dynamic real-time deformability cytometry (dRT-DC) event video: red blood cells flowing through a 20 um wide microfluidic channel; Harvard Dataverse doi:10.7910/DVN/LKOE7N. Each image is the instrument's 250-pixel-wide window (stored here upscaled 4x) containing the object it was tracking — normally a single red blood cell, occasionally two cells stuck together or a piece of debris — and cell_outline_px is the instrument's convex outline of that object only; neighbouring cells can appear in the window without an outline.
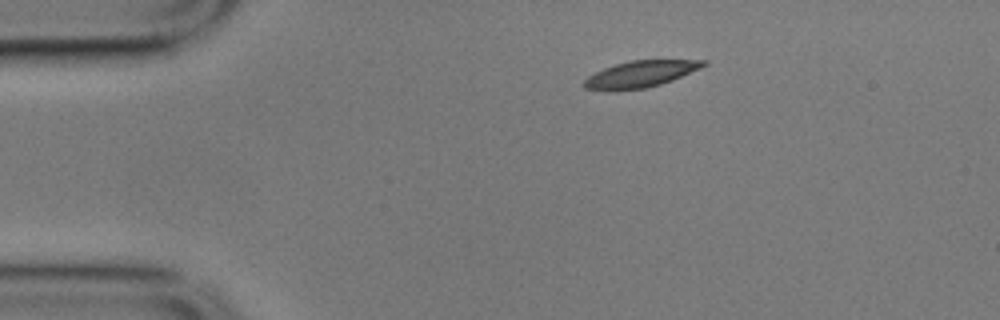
{"species": "common noctule bat (a hibernating species)", "species_latin": "Nyctalus noctula", "temperature_condition": "cold", "stored_images_in_passage": 48, "camera_frame_rate_fps": 3000, "um_per_image_px": 0.085, "animal": {"sex": "male", "body_mass_g": 17.9}, "frame": {"image": 1, "passage_image": 1, "time_ms": 0.0, "image_size_px": [1000, 320], "cell_outline_px": [[708, 64], [700, 68], [672, 80], [660, 84], [644, 88], [612, 92], [608, 92], [584, 88], [580, 84], [588, 76], [604, 68], [616, 64], [632, 60], [708, 60]], "centroid_in_image_um": [54.37, 6.32], "position_along_channel_um": 30.6, "area_um2": 18.61}}
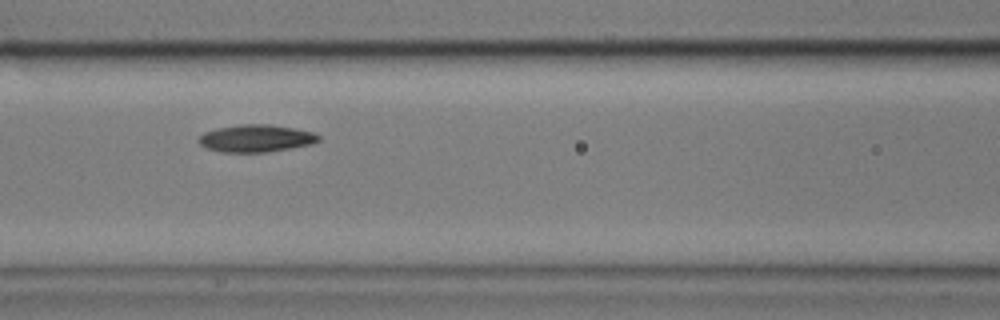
{"frame": {"image": 2, "passage_image": 15, "time_ms": 4.667, "image_size_px": [1000, 320], "cell_outline_px": [[320, 140], [312, 144], [292, 148], [264, 152], [220, 152], [204, 148], [196, 140], [204, 132], [216, 128], [240, 124], [268, 124], [292, 128], [312, 132], [320, 136]], "centroid_in_image_um": [21.71, 11.76], "position_along_channel_um": 144.9, "area_um2": 19.19}}
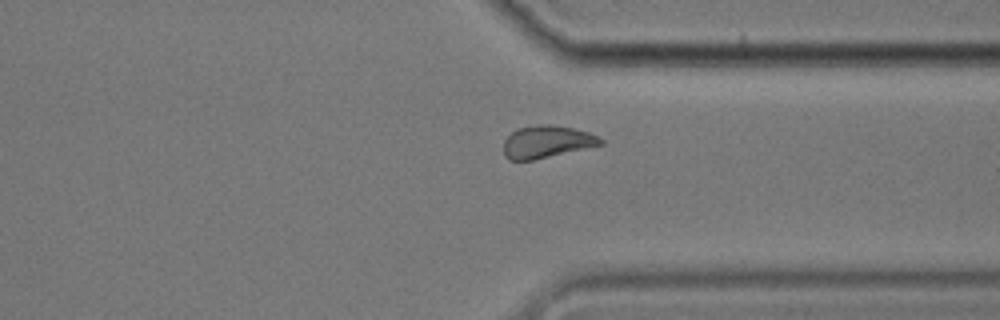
{"frame": {"image": 3, "passage_image": 34, "time_ms": 11.0, "image_size_px": [1000, 320], "cell_outline_px": [[604, 144], [532, 160], [508, 160], [504, 156], [504, 140], [516, 128], [536, 124], [548, 124], [572, 128], [588, 132], [604, 140]], "centroid_in_image_um": [46.44, 12.04], "position_along_channel_um": 365.0, "area_um2": 18.21}, "authors_computed_cell_mechanics": {"area_um2": 19.3052, "velocity_mm_per_s": 3.483, "shape_relaxation_time_tau1_ms": 5.132, "shape_relaxation_time_tau2_ms": 4.6139, "deformation_change_tau1": 0.129, "deformation_change_tau2": 0.0962}}